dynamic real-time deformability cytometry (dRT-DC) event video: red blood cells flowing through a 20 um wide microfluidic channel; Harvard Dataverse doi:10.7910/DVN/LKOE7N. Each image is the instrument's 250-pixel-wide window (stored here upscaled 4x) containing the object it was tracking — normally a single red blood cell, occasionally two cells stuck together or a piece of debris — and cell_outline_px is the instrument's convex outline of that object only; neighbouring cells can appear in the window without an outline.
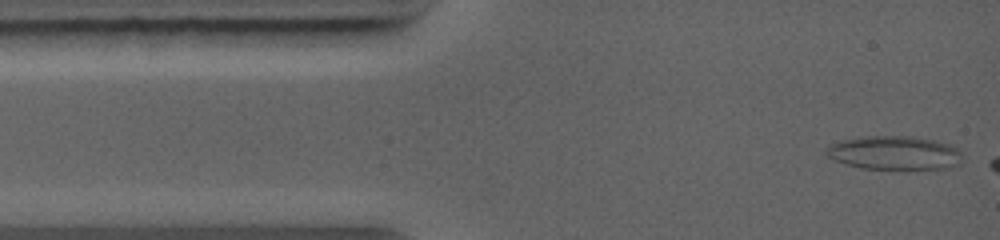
{"species": "common noctule bat (a hibernating species)", "species_latin": "Nyctalus noctula", "temperature_condition": "warm", "stored_images_in_passage": 35, "camera_frame_rate_fps": 5000, "um_per_image_px": 0.085, "animal": {"sex": "female", "body_mass_g": 19.0, "forearm_length_mm": 56.7}, "frame": {"image": 1, "passage_image": 2, "time_ms": 0.2, "image_size_px": [1000, 240], "cell_outline_px": [[964, 156], [960, 164], [948, 168], [860, 168], [844, 164], [828, 156], [824, 152], [824, 148], [828, 144], [840, 140], [860, 136], [912, 136], [936, 140], [952, 144]], "centroid_in_image_um": [76.01, 12.97], "position_along_channel_um": 9.0, "area_um2": 27.05}}
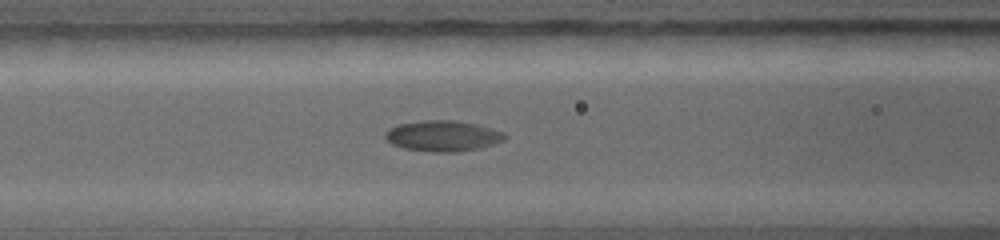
{"frame": {"image": 2, "passage_image": 16, "time_ms": 4.4, "image_size_px": [1000, 240], "cell_outline_px": [[508, 136], [504, 140], [480, 148], [456, 152], [432, 152], [404, 148], [392, 144], [384, 136], [384, 132], [388, 128], [400, 124], [420, 120], [452, 120], [476, 124], [504, 132]], "centroid_in_image_um": [37.63, 11.55], "position_along_channel_um": 129.0, "area_um2": 21.44}}
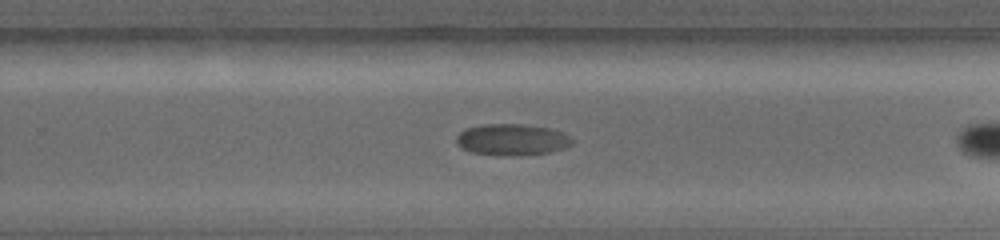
{"frame": {"image": 3, "passage_image": 34, "time_ms": 8.0, "image_size_px": [1000, 240], "cell_outline_px": [[576, 140], [572, 144], [564, 148], [548, 152], [504, 156], [472, 152], [456, 144], [456, 136], [464, 128], [484, 124], [524, 124], [552, 128], [564, 132], [572, 136]], "centroid_in_image_um": [43.56, 11.85], "position_along_channel_um": 286.2, "area_um2": 21.39}}